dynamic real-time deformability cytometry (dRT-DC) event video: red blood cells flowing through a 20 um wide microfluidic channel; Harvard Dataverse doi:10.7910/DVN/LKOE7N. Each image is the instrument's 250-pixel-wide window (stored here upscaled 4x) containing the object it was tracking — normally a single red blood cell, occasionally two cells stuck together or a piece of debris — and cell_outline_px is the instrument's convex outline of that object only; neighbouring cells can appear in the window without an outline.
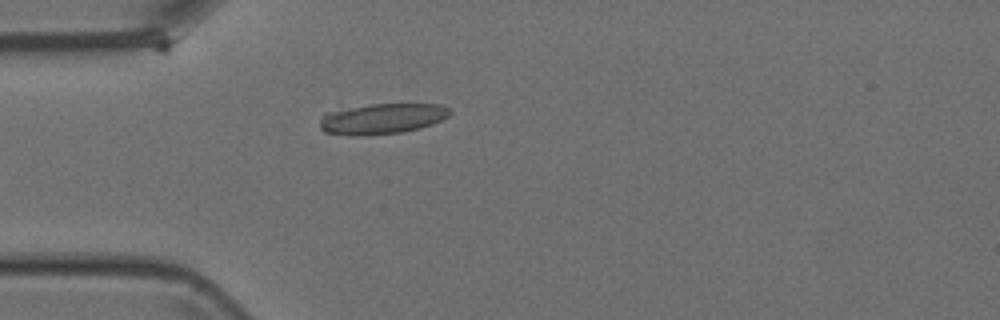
{"species": "Egyptian fruit bat (a non-hibernating species)", "species_latin": "Rousettus aegyptiacus", "temperature_condition": "room temperature", "stored_images_in_passage": 3, "camera_frame_rate_fps": 3000, "um_per_image_px": 0.085, "animal": {"sex": "female"}, "frame": {"image": 1, "passage_image": 3, "time_ms": 0.667, "image_size_px": [1000, 320], "cell_outline_px": [[452, 112], [448, 116], [432, 124], [420, 128], [400, 132], [368, 136], [356, 136], [324, 132], [320, 128], [320, 120], [324, 112], [372, 104], [440, 104], [448, 108]], "centroid_in_image_um": [32.45, 10.1], "position_along_channel_um": 52.5, "area_um2": 23.18}}